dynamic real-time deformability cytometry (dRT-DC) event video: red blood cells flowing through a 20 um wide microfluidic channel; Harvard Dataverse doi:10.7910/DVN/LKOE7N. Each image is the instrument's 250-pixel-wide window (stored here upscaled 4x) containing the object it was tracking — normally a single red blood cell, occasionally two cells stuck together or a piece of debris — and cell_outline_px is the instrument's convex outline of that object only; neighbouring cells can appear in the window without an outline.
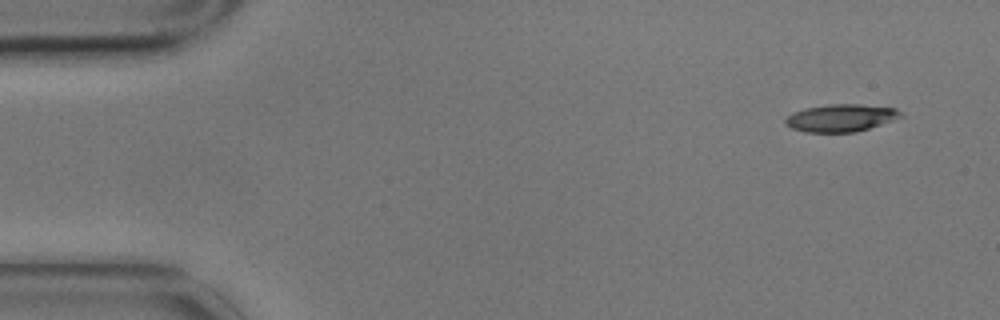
{"species": "common noctule bat (a hibernating species)", "species_latin": "Nyctalus noctula", "temperature_condition": "cold", "stored_images_in_passage": 5, "camera_frame_rate_fps": 3000, "um_per_image_px": 0.085, "animal": {"sex": "male", "body_mass_g": 17.9}, "frame": {"image": 1, "passage_image": 1, "time_ms": 0.0, "image_size_px": [1000, 320], "cell_outline_px": [[904, 116], [856, 132], [804, 132], [792, 128], [784, 124], [784, 120], [792, 112], [804, 108], [828, 104], [860, 104], [896, 108], [904, 112]], "centroid_in_image_um": [71.46, 10.01], "position_along_channel_um": 13.5, "area_um2": 18.55}}
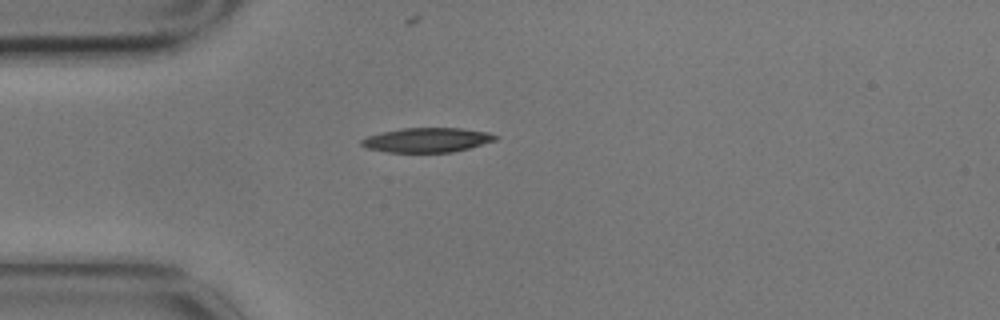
{"frame": {"image": 2, "passage_image": 4, "time_ms": 1.0, "image_size_px": [1000, 320], "cell_outline_px": [[500, 136], [496, 140], [468, 148], [452, 152], [388, 152], [368, 148], [360, 144], [360, 140], [368, 136], [380, 132], [404, 128], [460, 128], [488, 132]], "centroid_in_image_um": [36.3, 11.89], "position_along_channel_um": 48.7, "area_um2": 19.02}}